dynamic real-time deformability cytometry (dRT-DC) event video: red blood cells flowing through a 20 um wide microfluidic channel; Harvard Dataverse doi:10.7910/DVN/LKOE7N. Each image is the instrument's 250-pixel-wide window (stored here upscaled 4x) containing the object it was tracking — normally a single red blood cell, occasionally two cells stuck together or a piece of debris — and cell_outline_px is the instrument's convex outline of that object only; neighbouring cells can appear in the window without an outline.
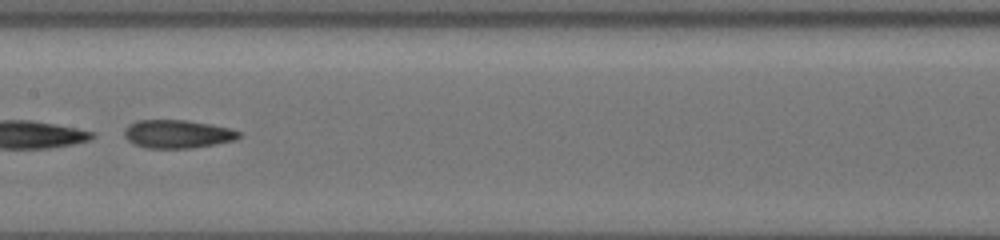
{"species": "common noctule bat (a hibernating species)", "species_latin": "Nyctalus noctula", "temperature_condition": "cold", "stored_images_in_passage": 31, "camera_frame_rate_fps": 3000, "um_per_image_px": 0.085, "animal": {"sex": "female", "body_mass_g": 19.5, "forearm_length_mm": 54.1}, "frame": {"image": 1, "passage_image": 22, "time_ms": 5.667, "image_size_px": [1000, 240], "cell_outline_px": [[240, 136], [236, 140], [192, 148], [144, 148], [132, 144], [124, 136], [124, 128], [128, 124], [136, 120], [188, 120], [212, 124], [228, 128], [240, 132]], "centroid_in_image_um": [15.04, 11.39], "position_along_channel_um": 192.4, "area_um2": 19.07}}